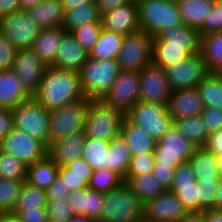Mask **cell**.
Masks as SVG:
<instances>
[{"instance_id":"cell-8","label":"cell","mask_w":222,"mask_h":222,"mask_svg":"<svg viewBox=\"0 0 222 222\" xmlns=\"http://www.w3.org/2000/svg\"><path fill=\"white\" fill-rule=\"evenodd\" d=\"M153 36L139 30L127 34L117 57L120 70L141 72L152 63Z\"/></svg>"},{"instance_id":"cell-29","label":"cell","mask_w":222,"mask_h":222,"mask_svg":"<svg viewBox=\"0 0 222 222\" xmlns=\"http://www.w3.org/2000/svg\"><path fill=\"white\" fill-rule=\"evenodd\" d=\"M189 163L196 180L219 181L217 157L205 147H196Z\"/></svg>"},{"instance_id":"cell-40","label":"cell","mask_w":222,"mask_h":222,"mask_svg":"<svg viewBox=\"0 0 222 222\" xmlns=\"http://www.w3.org/2000/svg\"><path fill=\"white\" fill-rule=\"evenodd\" d=\"M205 107L222 110V75L209 73L197 86Z\"/></svg>"},{"instance_id":"cell-13","label":"cell","mask_w":222,"mask_h":222,"mask_svg":"<svg viewBox=\"0 0 222 222\" xmlns=\"http://www.w3.org/2000/svg\"><path fill=\"white\" fill-rule=\"evenodd\" d=\"M139 72L120 70L118 77L101 101L125 114L139 101Z\"/></svg>"},{"instance_id":"cell-63","label":"cell","mask_w":222,"mask_h":222,"mask_svg":"<svg viewBox=\"0 0 222 222\" xmlns=\"http://www.w3.org/2000/svg\"><path fill=\"white\" fill-rule=\"evenodd\" d=\"M64 13L73 8L78 7L79 5H83L88 2H93L94 0H60Z\"/></svg>"},{"instance_id":"cell-12","label":"cell","mask_w":222,"mask_h":222,"mask_svg":"<svg viewBox=\"0 0 222 222\" xmlns=\"http://www.w3.org/2000/svg\"><path fill=\"white\" fill-rule=\"evenodd\" d=\"M165 71L172 91L196 88L210 73L200 53L166 67Z\"/></svg>"},{"instance_id":"cell-9","label":"cell","mask_w":222,"mask_h":222,"mask_svg":"<svg viewBox=\"0 0 222 222\" xmlns=\"http://www.w3.org/2000/svg\"><path fill=\"white\" fill-rule=\"evenodd\" d=\"M14 128L43 141L48 147L49 116L48 111L34 97L11 110Z\"/></svg>"},{"instance_id":"cell-71","label":"cell","mask_w":222,"mask_h":222,"mask_svg":"<svg viewBox=\"0 0 222 222\" xmlns=\"http://www.w3.org/2000/svg\"><path fill=\"white\" fill-rule=\"evenodd\" d=\"M215 1L222 5V0H215Z\"/></svg>"},{"instance_id":"cell-22","label":"cell","mask_w":222,"mask_h":222,"mask_svg":"<svg viewBox=\"0 0 222 222\" xmlns=\"http://www.w3.org/2000/svg\"><path fill=\"white\" fill-rule=\"evenodd\" d=\"M85 139V131L72 133L68 137L52 143L48 147V156L58 167L66 166L81 158Z\"/></svg>"},{"instance_id":"cell-49","label":"cell","mask_w":222,"mask_h":222,"mask_svg":"<svg viewBox=\"0 0 222 222\" xmlns=\"http://www.w3.org/2000/svg\"><path fill=\"white\" fill-rule=\"evenodd\" d=\"M198 31L200 36L222 31V5L220 3L214 2L210 13L206 16Z\"/></svg>"},{"instance_id":"cell-42","label":"cell","mask_w":222,"mask_h":222,"mask_svg":"<svg viewBox=\"0 0 222 222\" xmlns=\"http://www.w3.org/2000/svg\"><path fill=\"white\" fill-rule=\"evenodd\" d=\"M24 181L0 178V214L14 211Z\"/></svg>"},{"instance_id":"cell-46","label":"cell","mask_w":222,"mask_h":222,"mask_svg":"<svg viewBox=\"0 0 222 222\" xmlns=\"http://www.w3.org/2000/svg\"><path fill=\"white\" fill-rule=\"evenodd\" d=\"M46 211L48 222H67L73 216L67 198L48 200Z\"/></svg>"},{"instance_id":"cell-37","label":"cell","mask_w":222,"mask_h":222,"mask_svg":"<svg viewBox=\"0 0 222 222\" xmlns=\"http://www.w3.org/2000/svg\"><path fill=\"white\" fill-rule=\"evenodd\" d=\"M81 157L93 170H110L109 142L86 136Z\"/></svg>"},{"instance_id":"cell-59","label":"cell","mask_w":222,"mask_h":222,"mask_svg":"<svg viewBox=\"0 0 222 222\" xmlns=\"http://www.w3.org/2000/svg\"><path fill=\"white\" fill-rule=\"evenodd\" d=\"M96 2H97V7L99 9V13L102 16L132 1L131 0H96Z\"/></svg>"},{"instance_id":"cell-31","label":"cell","mask_w":222,"mask_h":222,"mask_svg":"<svg viewBox=\"0 0 222 222\" xmlns=\"http://www.w3.org/2000/svg\"><path fill=\"white\" fill-rule=\"evenodd\" d=\"M58 165L47 156L45 159L27 166L26 182L46 190L58 177Z\"/></svg>"},{"instance_id":"cell-17","label":"cell","mask_w":222,"mask_h":222,"mask_svg":"<svg viewBox=\"0 0 222 222\" xmlns=\"http://www.w3.org/2000/svg\"><path fill=\"white\" fill-rule=\"evenodd\" d=\"M189 212L171 190H165L143 206V218L154 222H176Z\"/></svg>"},{"instance_id":"cell-15","label":"cell","mask_w":222,"mask_h":222,"mask_svg":"<svg viewBox=\"0 0 222 222\" xmlns=\"http://www.w3.org/2000/svg\"><path fill=\"white\" fill-rule=\"evenodd\" d=\"M139 101L168 105L171 88L166 71L152 63L139 72Z\"/></svg>"},{"instance_id":"cell-25","label":"cell","mask_w":222,"mask_h":222,"mask_svg":"<svg viewBox=\"0 0 222 222\" xmlns=\"http://www.w3.org/2000/svg\"><path fill=\"white\" fill-rule=\"evenodd\" d=\"M67 31L63 27L41 29L31 50L40 58L46 66L55 63L58 48Z\"/></svg>"},{"instance_id":"cell-51","label":"cell","mask_w":222,"mask_h":222,"mask_svg":"<svg viewBox=\"0 0 222 222\" xmlns=\"http://www.w3.org/2000/svg\"><path fill=\"white\" fill-rule=\"evenodd\" d=\"M17 51L0 32V71L13 68Z\"/></svg>"},{"instance_id":"cell-21","label":"cell","mask_w":222,"mask_h":222,"mask_svg":"<svg viewBox=\"0 0 222 222\" xmlns=\"http://www.w3.org/2000/svg\"><path fill=\"white\" fill-rule=\"evenodd\" d=\"M67 201L71 206L73 215H85L95 222L101 218L104 193L93 189H82L70 192Z\"/></svg>"},{"instance_id":"cell-14","label":"cell","mask_w":222,"mask_h":222,"mask_svg":"<svg viewBox=\"0 0 222 222\" xmlns=\"http://www.w3.org/2000/svg\"><path fill=\"white\" fill-rule=\"evenodd\" d=\"M196 146L184 137L173 125L157 141L154 149L155 160L165 165H180L188 162Z\"/></svg>"},{"instance_id":"cell-24","label":"cell","mask_w":222,"mask_h":222,"mask_svg":"<svg viewBox=\"0 0 222 222\" xmlns=\"http://www.w3.org/2000/svg\"><path fill=\"white\" fill-rule=\"evenodd\" d=\"M31 96L24 89L15 72L10 70L0 71V107L13 110Z\"/></svg>"},{"instance_id":"cell-48","label":"cell","mask_w":222,"mask_h":222,"mask_svg":"<svg viewBox=\"0 0 222 222\" xmlns=\"http://www.w3.org/2000/svg\"><path fill=\"white\" fill-rule=\"evenodd\" d=\"M199 184V212L212 210L216 201L217 188L219 181L197 180Z\"/></svg>"},{"instance_id":"cell-32","label":"cell","mask_w":222,"mask_h":222,"mask_svg":"<svg viewBox=\"0 0 222 222\" xmlns=\"http://www.w3.org/2000/svg\"><path fill=\"white\" fill-rule=\"evenodd\" d=\"M200 54L209 72L222 73V31L201 36Z\"/></svg>"},{"instance_id":"cell-57","label":"cell","mask_w":222,"mask_h":222,"mask_svg":"<svg viewBox=\"0 0 222 222\" xmlns=\"http://www.w3.org/2000/svg\"><path fill=\"white\" fill-rule=\"evenodd\" d=\"M204 147L217 158L222 156V128L209 135Z\"/></svg>"},{"instance_id":"cell-19","label":"cell","mask_w":222,"mask_h":222,"mask_svg":"<svg viewBox=\"0 0 222 222\" xmlns=\"http://www.w3.org/2000/svg\"><path fill=\"white\" fill-rule=\"evenodd\" d=\"M102 28L126 36L139 31L138 3L129 2L101 17Z\"/></svg>"},{"instance_id":"cell-65","label":"cell","mask_w":222,"mask_h":222,"mask_svg":"<svg viewBox=\"0 0 222 222\" xmlns=\"http://www.w3.org/2000/svg\"><path fill=\"white\" fill-rule=\"evenodd\" d=\"M0 222H22L14 213L0 214Z\"/></svg>"},{"instance_id":"cell-23","label":"cell","mask_w":222,"mask_h":222,"mask_svg":"<svg viewBox=\"0 0 222 222\" xmlns=\"http://www.w3.org/2000/svg\"><path fill=\"white\" fill-rule=\"evenodd\" d=\"M88 57L89 54L80 46L76 38L70 32H66L58 48L55 63L52 66L59 69L79 71Z\"/></svg>"},{"instance_id":"cell-66","label":"cell","mask_w":222,"mask_h":222,"mask_svg":"<svg viewBox=\"0 0 222 222\" xmlns=\"http://www.w3.org/2000/svg\"><path fill=\"white\" fill-rule=\"evenodd\" d=\"M20 7L22 10H27L35 7L37 4L41 2V0H19Z\"/></svg>"},{"instance_id":"cell-50","label":"cell","mask_w":222,"mask_h":222,"mask_svg":"<svg viewBox=\"0 0 222 222\" xmlns=\"http://www.w3.org/2000/svg\"><path fill=\"white\" fill-rule=\"evenodd\" d=\"M58 177L63 181L66 190L70 192L87 189L91 176H77L71 174L65 166L59 167Z\"/></svg>"},{"instance_id":"cell-7","label":"cell","mask_w":222,"mask_h":222,"mask_svg":"<svg viewBox=\"0 0 222 222\" xmlns=\"http://www.w3.org/2000/svg\"><path fill=\"white\" fill-rule=\"evenodd\" d=\"M125 117L144 129L156 142L174 125L165 104L138 101Z\"/></svg>"},{"instance_id":"cell-67","label":"cell","mask_w":222,"mask_h":222,"mask_svg":"<svg viewBox=\"0 0 222 222\" xmlns=\"http://www.w3.org/2000/svg\"><path fill=\"white\" fill-rule=\"evenodd\" d=\"M67 222H95L93 219L85 215H73Z\"/></svg>"},{"instance_id":"cell-45","label":"cell","mask_w":222,"mask_h":222,"mask_svg":"<svg viewBox=\"0 0 222 222\" xmlns=\"http://www.w3.org/2000/svg\"><path fill=\"white\" fill-rule=\"evenodd\" d=\"M101 30L102 23H88L73 29L70 33L89 54L96 44Z\"/></svg>"},{"instance_id":"cell-68","label":"cell","mask_w":222,"mask_h":222,"mask_svg":"<svg viewBox=\"0 0 222 222\" xmlns=\"http://www.w3.org/2000/svg\"><path fill=\"white\" fill-rule=\"evenodd\" d=\"M218 170H219V179L222 181V156L217 158Z\"/></svg>"},{"instance_id":"cell-38","label":"cell","mask_w":222,"mask_h":222,"mask_svg":"<svg viewBox=\"0 0 222 222\" xmlns=\"http://www.w3.org/2000/svg\"><path fill=\"white\" fill-rule=\"evenodd\" d=\"M180 133L196 147H204L209 133L204 125L201 115L182 118L174 121Z\"/></svg>"},{"instance_id":"cell-36","label":"cell","mask_w":222,"mask_h":222,"mask_svg":"<svg viewBox=\"0 0 222 222\" xmlns=\"http://www.w3.org/2000/svg\"><path fill=\"white\" fill-rule=\"evenodd\" d=\"M200 43L199 31L183 23L166 29L153 38V44L200 45Z\"/></svg>"},{"instance_id":"cell-2","label":"cell","mask_w":222,"mask_h":222,"mask_svg":"<svg viewBox=\"0 0 222 222\" xmlns=\"http://www.w3.org/2000/svg\"><path fill=\"white\" fill-rule=\"evenodd\" d=\"M120 72L117 59L95 60L88 57L78 71L83 94L89 100H101Z\"/></svg>"},{"instance_id":"cell-16","label":"cell","mask_w":222,"mask_h":222,"mask_svg":"<svg viewBox=\"0 0 222 222\" xmlns=\"http://www.w3.org/2000/svg\"><path fill=\"white\" fill-rule=\"evenodd\" d=\"M46 68L47 66L31 49H20L16 53L12 70L26 92L33 97L39 90Z\"/></svg>"},{"instance_id":"cell-5","label":"cell","mask_w":222,"mask_h":222,"mask_svg":"<svg viewBox=\"0 0 222 222\" xmlns=\"http://www.w3.org/2000/svg\"><path fill=\"white\" fill-rule=\"evenodd\" d=\"M90 100L83 98L50 111L48 147L72 133L85 131Z\"/></svg>"},{"instance_id":"cell-54","label":"cell","mask_w":222,"mask_h":222,"mask_svg":"<svg viewBox=\"0 0 222 222\" xmlns=\"http://www.w3.org/2000/svg\"><path fill=\"white\" fill-rule=\"evenodd\" d=\"M12 213L22 222H48L46 209L37 210H14Z\"/></svg>"},{"instance_id":"cell-27","label":"cell","mask_w":222,"mask_h":222,"mask_svg":"<svg viewBox=\"0 0 222 222\" xmlns=\"http://www.w3.org/2000/svg\"><path fill=\"white\" fill-rule=\"evenodd\" d=\"M197 53L200 45L153 44L152 64L165 69Z\"/></svg>"},{"instance_id":"cell-34","label":"cell","mask_w":222,"mask_h":222,"mask_svg":"<svg viewBox=\"0 0 222 222\" xmlns=\"http://www.w3.org/2000/svg\"><path fill=\"white\" fill-rule=\"evenodd\" d=\"M101 14L97 7V2H88L79 5L64 14L63 29L71 32L73 29L88 23H102Z\"/></svg>"},{"instance_id":"cell-26","label":"cell","mask_w":222,"mask_h":222,"mask_svg":"<svg viewBox=\"0 0 222 222\" xmlns=\"http://www.w3.org/2000/svg\"><path fill=\"white\" fill-rule=\"evenodd\" d=\"M26 11L33 22L41 29L63 25L65 13L60 0H41L35 7Z\"/></svg>"},{"instance_id":"cell-52","label":"cell","mask_w":222,"mask_h":222,"mask_svg":"<svg viewBox=\"0 0 222 222\" xmlns=\"http://www.w3.org/2000/svg\"><path fill=\"white\" fill-rule=\"evenodd\" d=\"M177 166L178 165L160 164L159 161L155 160L152 174L155 176V178L159 181L160 185L165 190L171 189L174 179L175 168Z\"/></svg>"},{"instance_id":"cell-11","label":"cell","mask_w":222,"mask_h":222,"mask_svg":"<svg viewBox=\"0 0 222 222\" xmlns=\"http://www.w3.org/2000/svg\"><path fill=\"white\" fill-rule=\"evenodd\" d=\"M40 31L26 10L0 19V32L17 50L31 49Z\"/></svg>"},{"instance_id":"cell-35","label":"cell","mask_w":222,"mask_h":222,"mask_svg":"<svg viewBox=\"0 0 222 222\" xmlns=\"http://www.w3.org/2000/svg\"><path fill=\"white\" fill-rule=\"evenodd\" d=\"M124 37L102 28L89 57L95 60L117 59Z\"/></svg>"},{"instance_id":"cell-39","label":"cell","mask_w":222,"mask_h":222,"mask_svg":"<svg viewBox=\"0 0 222 222\" xmlns=\"http://www.w3.org/2000/svg\"><path fill=\"white\" fill-rule=\"evenodd\" d=\"M131 153L121 135L109 142L110 170L117 172L123 178L126 177L130 167Z\"/></svg>"},{"instance_id":"cell-18","label":"cell","mask_w":222,"mask_h":222,"mask_svg":"<svg viewBox=\"0 0 222 222\" xmlns=\"http://www.w3.org/2000/svg\"><path fill=\"white\" fill-rule=\"evenodd\" d=\"M189 211L199 212V184L188 162L175 168L174 179L170 189Z\"/></svg>"},{"instance_id":"cell-60","label":"cell","mask_w":222,"mask_h":222,"mask_svg":"<svg viewBox=\"0 0 222 222\" xmlns=\"http://www.w3.org/2000/svg\"><path fill=\"white\" fill-rule=\"evenodd\" d=\"M19 0H0V19L20 10Z\"/></svg>"},{"instance_id":"cell-56","label":"cell","mask_w":222,"mask_h":222,"mask_svg":"<svg viewBox=\"0 0 222 222\" xmlns=\"http://www.w3.org/2000/svg\"><path fill=\"white\" fill-rule=\"evenodd\" d=\"M14 129L11 110L0 107V141Z\"/></svg>"},{"instance_id":"cell-70","label":"cell","mask_w":222,"mask_h":222,"mask_svg":"<svg viewBox=\"0 0 222 222\" xmlns=\"http://www.w3.org/2000/svg\"><path fill=\"white\" fill-rule=\"evenodd\" d=\"M132 2L139 3L142 0H131Z\"/></svg>"},{"instance_id":"cell-30","label":"cell","mask_w":222,"mask_h":222,"mask_svg":"<svg viewBox=\"0 0 222 222\" xmlns=\"http://www.w3.org/2000/svg\"><path fill=\"white\" fill-rule=\"evenodd\" d=\"M182 23L198 30L210 13L215 0H177Z\"/></svg>"},{"instance_id":"cell-64","label":"cell","mask_w":222,"mask_h":222,"mask_svg":"<svg viewBox=\"0 0 222 222\" xmlns=\"http://www.w3.org/2000/svg\"><path fill=\"white\" fill-rule=\"evenodd\" d=\"M214 210H222V181L219 180Z\"/></svg>"},{"instance_id":"cell-47","label":"cell","mask_w":222,"mask_h":222,"mask_svg":"<svg viewBox=\"0 0 222 222\" xmlns=\"http://www.w3.org/2000/svg\"><path fill=\"white\" fill-rule=\"evenodd\" d=\"M155 164L154 152L131 155L130 167L126 177L150 174Z\"/></svg>"},{"instance_id":"cell-10","label":"cell","mask_w":222,"mask_h":222,"mask_svg":"<svg viewBox=\"0 0 222 222\" xmlns=\"http://www.w3.org/2000/svg\"><path fill=\"white\" fill-rule=\"evenodd\" d=\"M0 149L14 155L26 166L48 156V147L43 141L15 128L0 141Z\"/></svg>"},{"instance_id":"cell-53","label":"cell","mask_w":222,"mask_h":222,"mask_svg":"<svg viewBox=\"0 0 222 222\" xmlns=\"http://www.w3.org/2000/svg\"><path fill=\"white\" fill-rule=\"evenodd\" d=\"M201 117L209 135L222 128L221 109L214 107H205L201 114Z\"/></svg>"},{"instance_id":"cell-4","label":"cell","mask_w":222,"mask_h":222,"mask_svg":"<svg viewBox=\"0 0 222 222\" xmlns=\"http://www.w3.org/2000/svg\"><path fill=\"white\" fill-rule=\"evenodd\" d=\"M143 206L124 182L104 193L101 218L98 222H139L143 218Z\"/></svg>"},{"instance_id":"cell-62","label":"cell","mask_w":222,"mask_h":222,"mask_svg":"<svg viewBox=\"0 0 222 222\" xmlns=\"http://www.w3.org/2000/svg\"><path fill=\"white\" fill-rule=\"evenodd\" d=\"M204 222H222V210L204 211Z\"/></svg>"},{"instance_id":"cell-61","label":"cell","mask_w":222,"mask_h":222,"mask_svg":"<svg viewBox=\"0 0 222 222\" xmlns=\"http://www.w3.org/2000/svg\"><path fill=\"white\" fill-rule=\"evenodd\" d=\"M176 222H204V212L190 211Z\"/></svg>"},{"instance_id":"cell-6","label":"cell","mask_w":222,"mask_h":222,"mask_svg":"<svg viewBox=\"0 0 222 222\" xmlns=\"http://www.w3.org/2000/svg\"><path fill=\"white\" fill-rule=\"evenodd\" d=\"M125 113L105 105L101 100H90L85 134L106 142L118 137L121 132Z\"/></svg>"},{"instance_id":"cell-43","label":"cell","mask_w":222,"mask_h":222,"mask_svg":"<svg viewBox=\"0 0 222 222\" xmlns=\"http://www.w3.org/2000/svg\"><path fill=\"white\" fill-rule=\"evenodd\" d=\"M122 183H124V178L117 172L108 169H96L93 170L88 188L107 193Z\"/></svg>"},{"instance_id":"cell-69","label":"cell","mask_w":222,"mask_h":222,"mask_svg":"<svg viewBox=\"0 0 222 222\" xmlns=\"http://www.w3.org/2000/svg\"><path fill=\"white\" fill-rule=\"evenodd\" d=\"M139 222H154V221H150V220H147L145 218H142Z\"/></svg>"},{"instance_id":"cell-44","label":"cell","mask_w":222,"mask_h":222,"mask_svg":"<svg viewBox=\"0 0 222 222\" xmlns=\"http://www.w3.org/2000/svg\"><path fill=\"white\" fill-rule=\"evenodd\" d=\"M27 166L14 155L0 149V178L26 180Z\"/></svg>"},{"instance_id":"cell-33","label":"cell","mask_w":222,"mask_h":222,"mask_svg":"<svg viewBox=\"0 0 222 222\" xmlns=\"http://www.w3.org/2000/svg\"><path fill=\"white\" fill-rule=\"evenodd\" d=\"M124 182L143 204L165 191L152 173L125 177Z\"/></svg>"},{"instance_id":"cell-1","label":"cell","mask_w":222,"mask_h":222,"mask_svg":"<svg viewBox=\"0 0 222 222\" xmlns=\"http://www.w3.org/2000/svg\"><path fill=\"white\" fill-rule=\"evenodd\" d=\"M48 111L86 98L78 71L47 66L38 92L33 96Z\"/></svg>"},{"instance_id":"cell-55","label":"cell","mask_w":222,"mask_h":222,"mask_svg":"<svg viewBox=\"0 0 222 222\" xmlns=\"http://www.w3.org/2000/svg\"><path fill=\"white\" fill-rule=\"evenodd\" d=\"M48 200H58L67 198L70 194L69 190L63 184V181L57 177L56 180L46 189Z\"/></svg>"},{"instance_id":"cell-20","label":"cell","mask_w":222,"mask_h":222,"mask_svg":"<svg viewBox=\"0 0 222 222\" xmlns=\"http://www.w3.org/2000/svg\"><path fill=\"white\" fill-rule=\"evenodd\" d=\"M205 106L198 88L180 89L172 91L167 109L174 121L201 115Z\"/></svg>"},{"instance_id":"cell-58","label":"cell","mask_w":222,"mask_h":222,"mask_svg":"<svg viewBox=\"0 0 222 222\" xmlns=\"http://www.w3.org/2000/svg\"><path fill=\"white\" fill-rule=\"evenodd\" d=\"M65 167L71 171V174L77 176H92L93 173V169L82 157L67 164Z\"/></svg>"},{"instance_id":"cell-3","label":"cell","mask_w":222,"mask_h":222,"mask_svg":"<svg viewBox=\"0 0 222 222\" xmlns=\"http://www.w3.org/2000/svg\"><path fill=\"white\" fill-rule=\"evenodd\" d=\"M138 15L140 30L153 37L182 24L179 7L174 0H142L138 3Z\"/></svg>"},{"instance_id":"cell-28","label":"cell","mask_w":222,"mask_h":222,"mask_svg":"<svg viewBox=\"0 0 222 222\" xmlns=\"http://www.w3.org/2000/svg\"><path fill=\"white\" fill-rule=\"evenodd\" d=\"M120 135L129 147L131 155L154 152L157 142L144 129L132 124L126 117Z\"/></svg>"},{"instance_id":"cell-41","label":"cell","mask_w":222,"mask_h":222,"mask_svg":"<svg viewBox=\"0 0 222 222\" xmlns=\"http://www.w3.org/2000/svg\"><path fill=\"white\" fill-rule=\"evenodd\" d=\"M48 197L46 190L24 181L14 210L46 209Z\"/></svg>"}]
</instances>
